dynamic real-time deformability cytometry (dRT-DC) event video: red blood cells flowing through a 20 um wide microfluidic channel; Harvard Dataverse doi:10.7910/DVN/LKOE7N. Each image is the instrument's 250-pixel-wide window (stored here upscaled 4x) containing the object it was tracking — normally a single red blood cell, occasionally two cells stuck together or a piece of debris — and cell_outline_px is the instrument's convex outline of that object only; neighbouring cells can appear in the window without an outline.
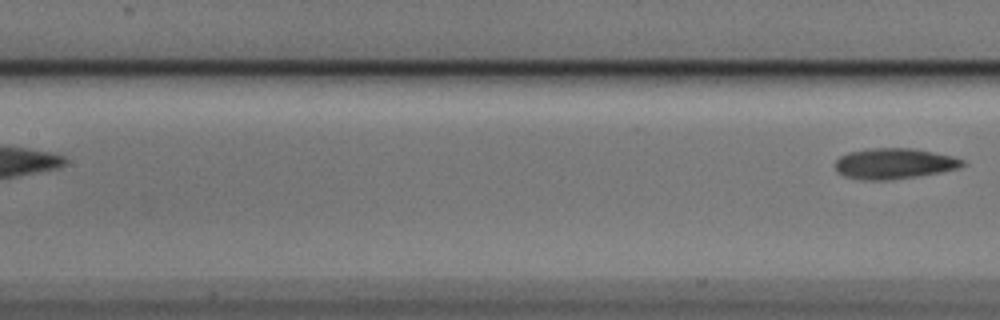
{"species": "Egyptian fruit bat (a non-hibernating species)", "species_latin": "Rousettus aegyptiacus", "temperature_condition": "cold", "stored_images_in_passage": 8, "segment_of_instrument_passage": [2, 2], "camera_frame_rate_fps": 3000, "um_per_image_px": 0.085, "animal": {"sex": "male"}, "frame": {"image": 1, "passage_image": 8, "time_ms": 2.333, "image_size_px": [1000, 320], "cell_outline_px": [[964, 164], [960, 168], [940, 172], [888, 180], [864, 180], [844, 176], [836, 172], [836, 160], [840, 156], [848, 152], [868, 148], [912, 148], [952, 156], [964, 160]], "centroid_in_image_um": [75.97, 13.9], "position_along_channel_um": 131.4, "area_um2": 22.66}}